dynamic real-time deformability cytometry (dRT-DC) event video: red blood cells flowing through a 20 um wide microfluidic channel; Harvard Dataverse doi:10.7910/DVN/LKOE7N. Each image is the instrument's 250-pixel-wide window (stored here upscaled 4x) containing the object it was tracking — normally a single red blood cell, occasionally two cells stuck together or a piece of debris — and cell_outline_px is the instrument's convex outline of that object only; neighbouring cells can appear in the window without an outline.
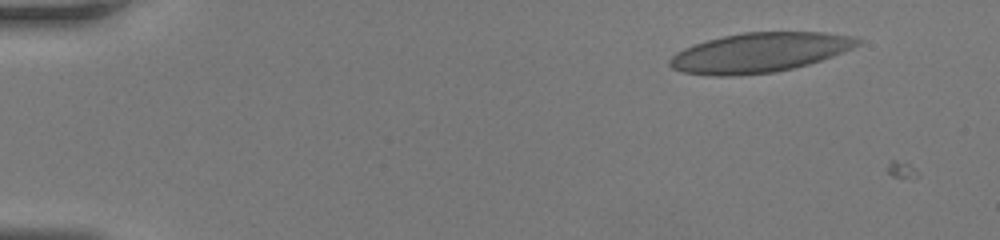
{"species": "human", "species_latin": "Homo sapiens", "temperature_condition": "room temperature", "stored_images_in_passage": 3, "camera_frame_rate_fps": 3000, "um_per_image_px": 0.085, "donor": {"sex": "female"}, "frame": {"image": 1, "passage_image": 1, "time_ms": 0.0, "image_size_px": [1000, 240], "cell_outline_px": [[864, 40], [860, 44], [852, 48], [832, 56], [808, 64], [776, 72], [728, 76], [716, 76], [684, 72], [672, 68], [668, 64], [668, 60], [676, 52], [684, 48], [708, 40], [724, 36], [744, 32], [824, 32], [856, 36]], "centroid_in_image_um": [64.59, 4.46], "position_along_channel_um": 20.4, "area_um2": 43.23}}